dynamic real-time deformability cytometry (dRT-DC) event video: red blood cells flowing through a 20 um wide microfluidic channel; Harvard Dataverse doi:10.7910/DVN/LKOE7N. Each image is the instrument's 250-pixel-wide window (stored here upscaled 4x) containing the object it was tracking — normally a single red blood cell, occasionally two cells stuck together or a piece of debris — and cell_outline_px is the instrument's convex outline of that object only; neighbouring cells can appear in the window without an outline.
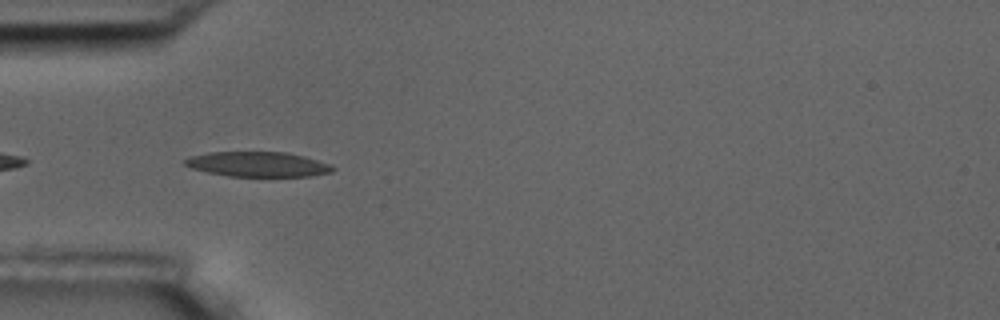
{"species": "common noctule bat (a hibernating species)", "species_latin": "Nyctalus noctula", "temperature_condition": "room temperature", "stored_images_in_passage": 6, "camera_frame_rate_fps": 3000, "um_per_image_px": 0.085, "animal": {"sex": "male", "body_mass_g": 17.5, "forearm_length_mm": 52.3}, "frame": {"image": 1, "passage_image": 5, "time_ms": 4.667, "image_size_px": [1000, 320], "cell_outline_px": [[336, 168], [332, 172], [308, 176], [228, 176], [208, 172], [192, 168], [184, 164], [184, 160], [188, 156], [208, 152], [284, 152], [304, 156], [328, 164]], "centroid_in_image_um": [21.88, 13.96], "position_along_channel_um": 63.1, "area_um2": 21.33}}